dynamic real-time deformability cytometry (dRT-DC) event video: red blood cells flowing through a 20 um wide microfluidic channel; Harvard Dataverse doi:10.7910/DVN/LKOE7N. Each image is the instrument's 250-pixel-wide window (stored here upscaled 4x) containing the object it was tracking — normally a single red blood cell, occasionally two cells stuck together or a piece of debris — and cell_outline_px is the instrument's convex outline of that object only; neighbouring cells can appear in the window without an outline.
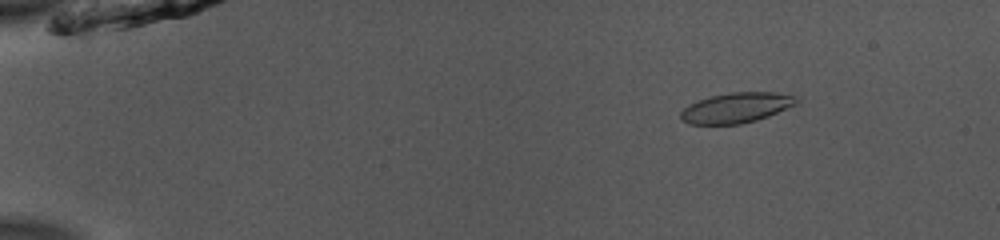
{"species": "common noctule bat (a hibernating species)", "species_latin": "Nyctalus noctula", "temperature_condition": "room temperature", "stored_images_in_passage": 52, "camera_frame_rate_fps": 3000, "um_per_image_px": 0.085, "animal": {"sex": "male", "body_mass_g": 13.0, "forearm_length_mm": 53.1}, "frame": {"image": 1, "passage_image": 8, "time_ms": 2.333, "image_size_px": [1000, 240], "cell_outline_px": [[800, 100], [796, 104], [768, 116], [756, 120], [740, 124], [688, 124], [680, 120], [680, 112], [688, 104], [712, 96], [728, 92], [772, 92], [796, 96]], "centroid_in_image_um": [62.56, 9.16], "position_along_channel_um": 22.4, "area_um2": 20.35}}
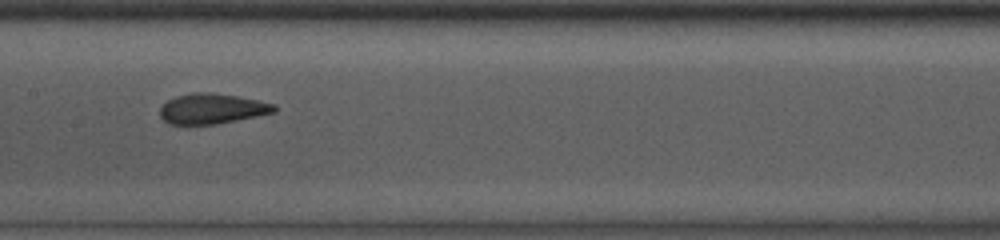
{"frame": {"image": 2, "passage_image": 28, "time_ms": 9.0, "image_size_px": [1000, 240], "cell_outline_px": [[276, 112], [216, 124], [168, 124], [160, 116], [160, 108], [168, 100], [176, 96], [192, 92], [208, 92], [236, 96], [276, 104]], "centroid_in_image_um": [18.01, 9.24], "position_along_channel_um": 189.4, "area_um2": 20.0}}
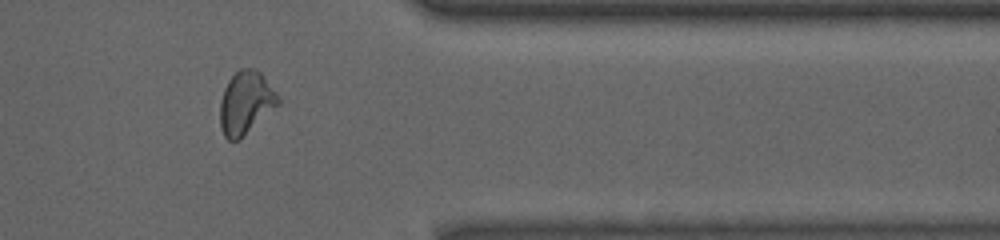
{"frame": {"image": 3, "passage_image": 44, "time_ms": 14.333, "image_size_px": [1000, 240], "cell_outline_px": [[280, 104], [240, 140], [228, 140], [224, 136], [220, 128], [220, 100], [224, 88], [228, 80], [240, 68], [256, 68], [260, 72], [280, 96]], "centroid_in_image_um": [20.9, 8.74], "position_along_channel_um": 390.5, "area_um2": 21.62}, "authors_computed_cell_mechanics": {"area_um2": 20.5768, "velocity_mm_per_s": 3.9328, "shape_relaxation_time_tau1_ms": 8.785, "shape_relaxation_time_tau2_ms": 1.6754, "deformation_change_tau1": 0.2279, "deformation_change_tau2": 0.0389}}